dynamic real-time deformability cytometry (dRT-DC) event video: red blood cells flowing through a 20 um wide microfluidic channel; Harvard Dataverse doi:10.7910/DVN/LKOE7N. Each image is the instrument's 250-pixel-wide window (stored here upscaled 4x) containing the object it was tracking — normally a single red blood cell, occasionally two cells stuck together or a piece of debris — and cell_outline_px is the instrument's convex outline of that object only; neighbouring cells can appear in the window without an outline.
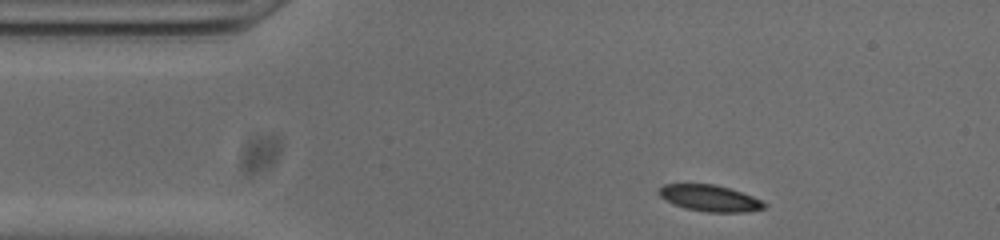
{"species": "common noctule bat (a hibernating species)", "species_latin": "Nyctalus noctula", "temperature_condition": "cold", "stored_images_in_passage": 47, "camera_frame_rate_fps": 3000, "um_per_image_px": 0.085, "animal": {"sex": "male", "body_mass_g": 20.0, "forearm_length_mm": 53.3}, "frame": {"image": 1, "passage_image": 2, "time_ms": 0.333, "image_size_px": [1000, 240], "cell_outline_px": [[768, 204], [764, 208], [748, 212], [708, 212], [684, 208], [672, 204], [660, 196], [656, 192], [664, 184], [716, 184], [752, 196]], "centroid_in_image_um": [60.31, 16.85], "position_along_channel_um": 24.7, "area_um2": 16.18}}
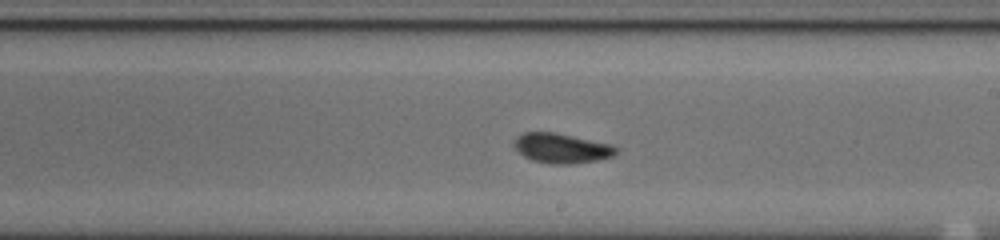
{"frame": {"image": 2, "passage_image": 23, "time_ms": 7.333, "image_size_px": [1000, 240], "cell_outline_px": [[620, 148], [612, 156], [596, 160], [572, 164], [552, 164], [532, 160], [516, 152], [512, 144], [512, 140], [516, 136], [524, 132], [556, 132], [612, 144]], "centroid_in_image_um": [47.69, 12.58], "position_along_channel_um": 241.3, "area_um2": 18.03}}
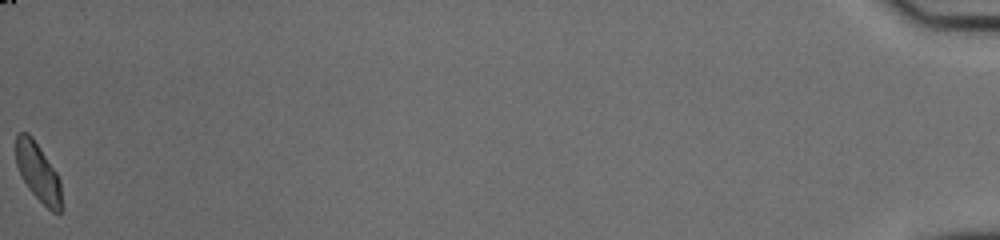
{"frame": {"image": 3, "passage_image": 47, "time_ms": 15.333, "image_size_px": [1000, 240], "cell_outline_px": [[64, 208], [60, 212], [52, 212], [28, 188], [20, 176], [16, 164], [16, 132], [28, 132], [32, 136], [56, 172], [60, 180]], "centroid_in_image_um": [3.25, 14.66], "position_along_channel_um": 432.0, "area_um2": 15.72}, "authors_computed_cell_mechanics": {"area_um2": 16.5886, "velocity_mm_per_s": 3.8241, "shape_relaxation_time_tau1_ms": 1.9896, "shape_relaxation_time_tau2_ms": 4.4419, "deformation_change_tau1": 0.0845, "deformation_change_tau2": 0.0939}}